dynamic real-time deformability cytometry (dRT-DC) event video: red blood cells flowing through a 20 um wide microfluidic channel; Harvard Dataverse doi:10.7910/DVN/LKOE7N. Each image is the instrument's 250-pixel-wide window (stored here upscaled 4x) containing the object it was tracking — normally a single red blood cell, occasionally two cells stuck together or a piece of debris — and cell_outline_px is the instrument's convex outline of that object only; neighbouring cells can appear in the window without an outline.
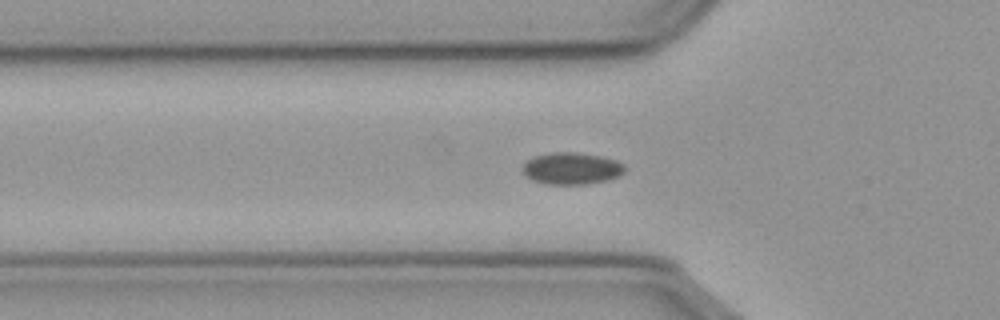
{"species": "common noctule bat (a hibernating species)", "species_latin": "Nyctalus noctula", "temperature_condition": "cold", "stored_images_in_passage": 42, "camera_frame_rate_fps": 3000, "um_per_image_px": 0.085, "animal": {"sex": "male", "body_mass_g": 23.1, "forearm_length_mm": 52.7}, "frame": {"image": 1, "passage_image": 3, "time_ms": 0.667, "image_size_px": [1000, 320], "cell_outline_px": [[624, 172], [616, 176], [604, 180], [584, 184], [544, 184], [532, 180], [524, 176], [524, 164], [528, 160], [536, 156], [556, 152], [572, 152], [600, 156], [616, 160], [624, 164]], "centroid_in_image_um": [48.56, 14.32], "position_along_channel_um": 77.2, "area_um2": 18.61}}
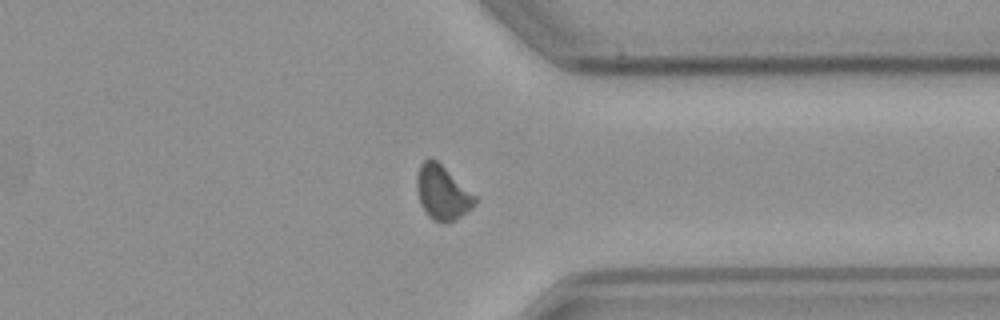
{"frame": {"image": 2, "passage_image": 28, "time_ms": 9.0, "image_size_px": [1000, 320], "cell_outline_px": [[480, 200], [472, 208], [456, 220], [448, 224], [444, 224], [432, 220], [428, 216], [420, 204], [416, 184], [416, 176], [420, 164], [424, 160], [436, 160], [476, 196]], "centroid_in_image_um": [37.61, 16.43], "position_along_channel_um": 373.8, "area_um2": 18.5}}
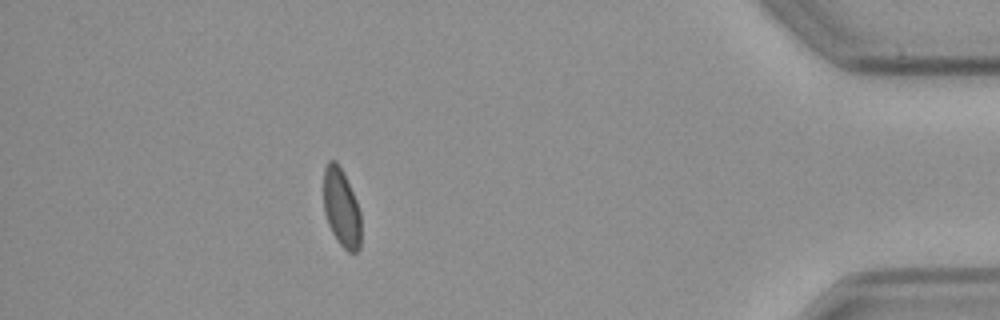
{"frame": {"image": 3, "passage_image": 35, "time_ms": 11.333, "image_size_px": [1000, 320], "cell_outline_px": [[360, 248], [356, 252], [348, 252], [340, 244], [332, 232], [328, 224], [324, 212], [324, 168], [328, 160], [336, 160], [356, 200], [360, 212]], "centroid_in_image_um": [29.01, 17.68], "position_along_channel_um": 406.2, "area_um2": 16.82}, "authors_computed_cell_mechanics": {"area_um2": 18.1781, "velocity_mm_per_s": 3.5932, "shape_relaxation_time_tau1_ms": null, "shape_relaxation_time_tau2_ms": 6.5397, "deformation_change_tau1": null, "deformation_change_tau2": 0.0681}}